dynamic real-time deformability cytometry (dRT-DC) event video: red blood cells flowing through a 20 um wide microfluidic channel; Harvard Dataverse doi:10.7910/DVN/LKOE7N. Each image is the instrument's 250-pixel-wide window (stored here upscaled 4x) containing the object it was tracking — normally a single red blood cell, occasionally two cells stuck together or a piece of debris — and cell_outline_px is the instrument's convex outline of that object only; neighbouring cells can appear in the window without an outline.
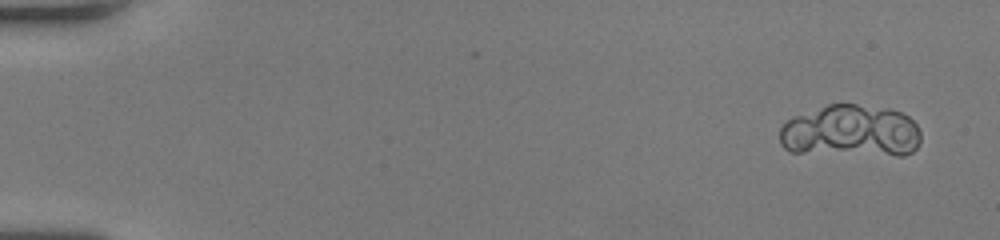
{"species": "human", "species_latin": "Homo sapiens", "temperature_condition": "room temperature", "stored_images_in_passage": 51, "camera_frame_rate_fps": 3000, "um_per_image_px": 0.085, "donor": {"sex": "female"}, "frame": {"image": 1, "passage_image": 3, "time_ms": 0.667, "image_size_px": [1000, 240], "cell_outline_px": [[920, 140], [916, 148], [912, 152], [904, 156], [896, 156], [792, 152], [784, 148], [780, 144], [780, 128], [788, 120], [796, 116], [828, 104], [856, 104], [888, 108], [900, 112], [908, 116], [916, 124], [920, 132]], "centroid_in_image_um": [72.34, 11.17], "position_along_channel_um": 12.7, "area_um2": 43.29}}
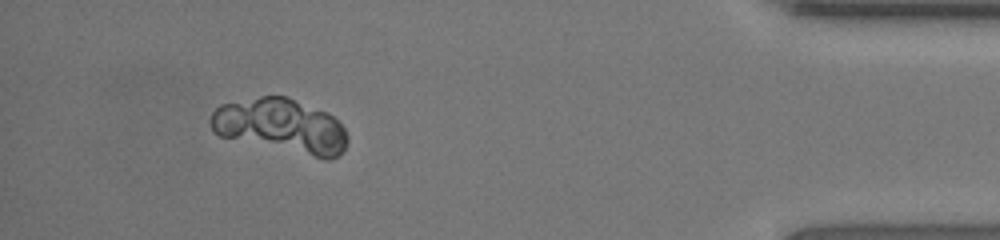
{"frame": {"image": 2, "passage_image": 48, "time_ms": 15.667, "image_size_px": [1000, 240], "cell_outline_px": [[348, 140], [344, 148], [336, 156], [328, 160], [220, 136], [212, 128], [208, 120], [212, 112], [220, 104], [260, 96], [288, 96], [328, 112], [344, 128], [348, 136]], "centroid_in_image_um": [23.88, 10.68], "position_along_channel_um": 411.3, "area_um2": 43.12}}